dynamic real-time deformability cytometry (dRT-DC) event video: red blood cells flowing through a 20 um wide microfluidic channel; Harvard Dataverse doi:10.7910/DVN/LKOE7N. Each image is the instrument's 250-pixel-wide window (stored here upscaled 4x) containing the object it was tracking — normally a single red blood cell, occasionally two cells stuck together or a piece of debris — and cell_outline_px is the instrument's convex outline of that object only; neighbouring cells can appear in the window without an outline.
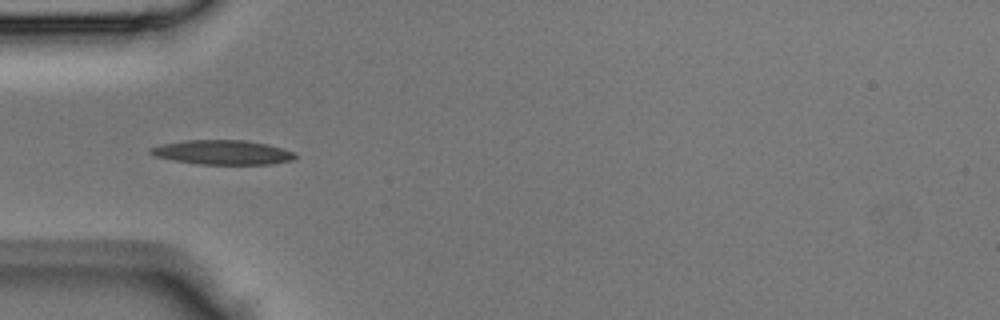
{"species": "Egyptian fruit bat (a non-hibernating species)", "species_latin": "Rousettus aegyptiacus", "temperature_condition": "room temperature", "stored_images_in_passage": 8, "camera_frame_rate_fps": 3000, "um_per_image_px": 0.085, "animal": {"sex": "male"}, "frame": {"image": 1, "passage_image": 1, "time_ms": 0.0, "image_size_px": [1000, 320], "cell_outline_px": [[296, 156], [292, 160], [272, 164], [200, 164], [172, 160], [156, 156], [148, 152], [148, 148], [160, 144], [184, 140], [244, 140], [268, 144], [284, 148], [292, 152]], "centroid_in_image_um": [18.88, 12.94], "position_along_channel_um": 66.1, "area_um2": 20.63}}
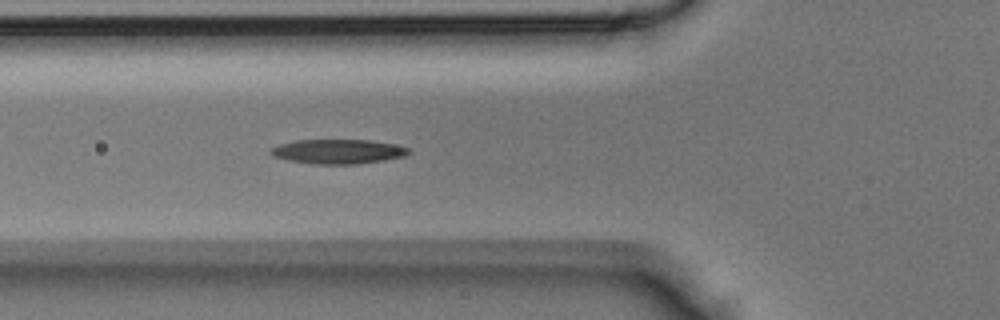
{"frame": {"image": 2, "passage_image": 3, "time_ms": 0.667, "image_size_px": [1000, 320], "cell_outline_px": [[412, 152], [404, 156], [384, 160], [356, 164], [312, 164], [288, 160], [272, 156], [268, 152], [268, 148], [280, 144], [296, 140], [372, 140], [412, 148]], "centroid_in_image_um": [28.71, 12.88], "position_along_channel_um": 97.1, "area_um2": 19.88}}
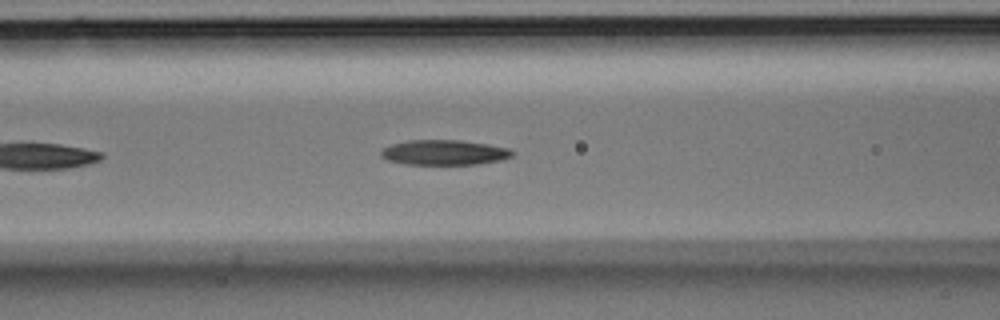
{"frame": {"image": 3, "passage_image": 5, "time_ms": 1.333, "image_size_px": [1000, 320], "cell_outline_px": [[516, 152], [512, 156], [504, 160], [476, 164], [408, 164], [388, 160], [380, 156], [380, 152], [384, 148], [392, 144], [408, 140], [460, 140], [488, 144], [508, 148]], "centroid_in_image_um": [37.8, 12.96], "position_along_channel_um": 128.8, "area_um2": 19.19}}